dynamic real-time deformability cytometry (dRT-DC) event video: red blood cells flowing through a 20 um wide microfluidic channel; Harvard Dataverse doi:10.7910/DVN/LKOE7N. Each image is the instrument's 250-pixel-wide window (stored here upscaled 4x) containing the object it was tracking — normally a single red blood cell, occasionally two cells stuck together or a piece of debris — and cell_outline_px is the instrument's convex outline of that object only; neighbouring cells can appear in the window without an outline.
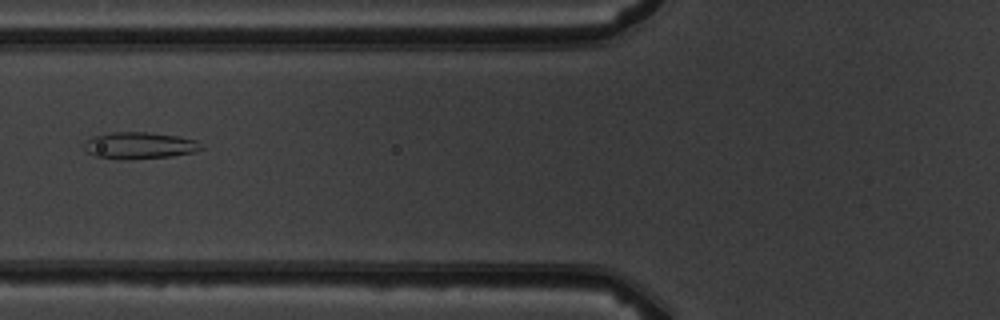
{"species": "common noctule bat (a hibernating species)", "species_latin": "Nyctalus noctula", "temperature_condition": "warm", "stored_images_in_passage": 8, "camera_frame_rate_fps": 3000, "um_per_image_px": 0.085, "animal": {"sex": "male", "body_mass_g": 19.5, "forearm_length_mm": 54.6}, "frame": {"image": 1, "passage_image": 7, "time_ms": 7.0, "image_size_px": [1000, 320], "cell_outline_px": [[204, 148], [192, 152], [172, 156], [96, 156], [88, 152], [84, 148], [84, 140], [92, 136], [112, 132], [148, 132], [176, 136], [196, 140]], "centroid_in_image_um": [11.86, 12.3], "position_along_channel_um": 113.9, "area_um2": 17.11}}